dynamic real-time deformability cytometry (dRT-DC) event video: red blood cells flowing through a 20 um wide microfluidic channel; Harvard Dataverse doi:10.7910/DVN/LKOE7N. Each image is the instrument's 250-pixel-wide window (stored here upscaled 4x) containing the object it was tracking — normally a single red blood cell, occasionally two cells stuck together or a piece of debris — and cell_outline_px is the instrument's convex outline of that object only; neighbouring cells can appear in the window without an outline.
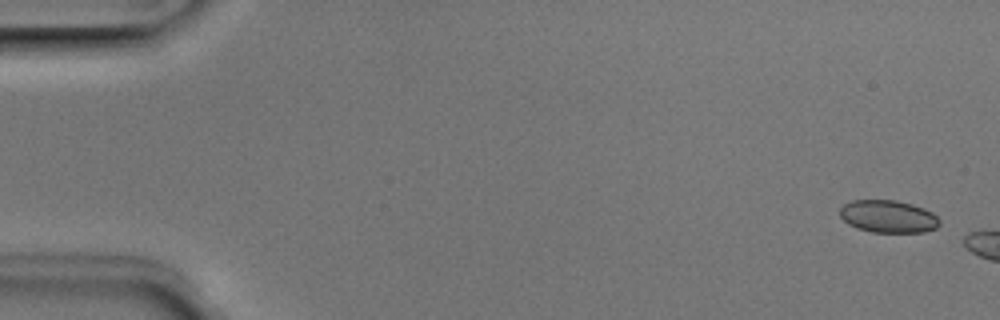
{"species": "Egyptian fruit bat (a non-hibernating species)", "species_latin": "Rousettus aegyptiacus", "temperature_condition": "room temperature", "stored_images_in_passage": 2, "camera_frame_rate_fps": 3000, "um_per_image_px": 0.085, "animal": {"sex": "male"}, "frame": {"image": 1, "passage_image": 1, "time_ms": 0.0, "image_size_px": [1000, 320], "cell_outline_px": [[940, 224], [936, 228], [924, 232], [872, 232], [856, 228], [848, 224], [840, 216], [840, 208], [844, 204], [852, 200], [896, 200], [912, 204], [924, 208], [932, 212], [940, 220]], "centroid_in_image_um": [75.5, 18.4], "position_along_channel_um": 9.5, "area_um2": 18.96}}